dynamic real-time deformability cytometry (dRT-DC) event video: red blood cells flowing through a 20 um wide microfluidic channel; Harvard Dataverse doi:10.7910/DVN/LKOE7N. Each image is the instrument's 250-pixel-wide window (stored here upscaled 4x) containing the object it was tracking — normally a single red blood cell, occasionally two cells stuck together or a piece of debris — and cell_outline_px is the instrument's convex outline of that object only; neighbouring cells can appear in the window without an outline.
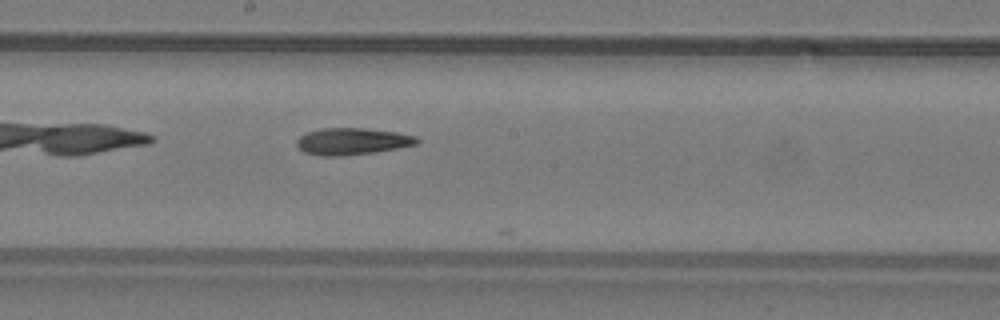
{"species": "common noctule bat (a hibernating species)", "species_latin": "Nyctalus noctula", "temperature_condition": "warm", "stored_images_in_passage": 30, "camera_frame_rate_fps": 3000, "um_per_image_px": 0.085, "animal": {"sex": "male", "body_mass_g": 19.2, "forearm_length_mm": 51.8}, "frame": {"image": 1, "passage_image": 14, "time_ms": 4.333, "image_size_px": [1000, 320], "cell_outline_px": [[420, 140], [416, 144], [396, 148], [372, 152], [340, 156], [320, 156], [304, 152], [296, 144], [296, 140], [300, 136], [308, 132], [320, 128], [364, 128], [396, 132], [416, 136]], "centroid_in_image_um": [29.91, 12.01], "position_along_channel_um": 218.3, "area_um2": 18.61}}
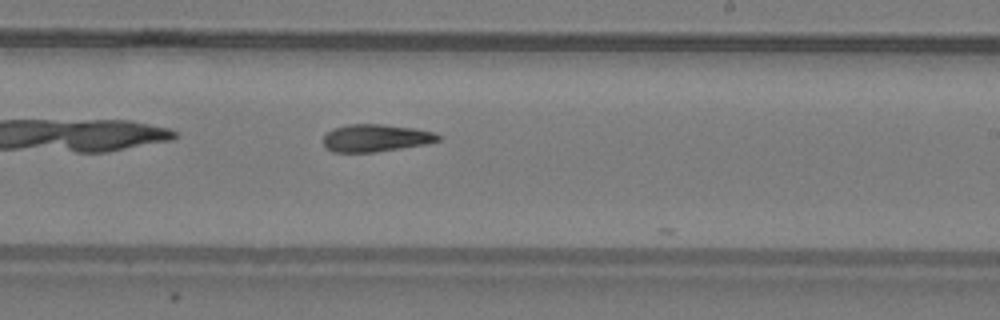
{"frame": {"image": 2, "passage_image": 17, "time_ms": 5.333, "image_size_px": [1000, 320], "cell_outline_px": [[440, 140], [424, 144], [400, 148], [372, 152], [332, 152], [324, 148], [324, 136], [332, 128], [348, 124], [384, 124], [416, 128], [436, 132], [440, 136]], "centroid_in_image_um": [31.92, 11.72], "position_along_channel_um": 257.1, "area_um2": 18.44}}